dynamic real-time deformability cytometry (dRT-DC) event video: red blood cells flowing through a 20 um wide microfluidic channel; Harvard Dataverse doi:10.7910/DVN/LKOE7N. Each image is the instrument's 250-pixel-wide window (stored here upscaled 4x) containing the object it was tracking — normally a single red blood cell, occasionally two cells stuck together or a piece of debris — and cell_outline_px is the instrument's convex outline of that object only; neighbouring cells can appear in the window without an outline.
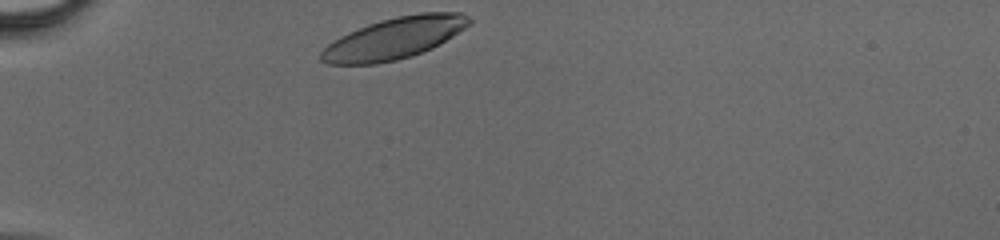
{"species": "human", "species_latin": "Homo sapiens", "temperature_condition": "cold", "stored_images_in_passage": 27, "camera_frame_rate_fps": 3000, "um_per_image_px": 0.085, "donor": {"sex": "male"}, "frame": {"image": 1, "passage_image": 1, "time_ms": 0.0, "image_size_px": [1000, 240], "cell_outline_px": [[472, 20], [464, 28], [440, 44], [432, 48], [412, 56], [396, 60], [376, 64], [328, 64], [320, 60], [320, 52], [328, 44], [340, 36], [348, 32], [368, 24], [396, 16], [420, 12], [460, 12], [468, 16]], "centroid_in_image_um": [33.5, 3.25], "position_along_channel_um": 51.5, "area_um2": 35.72}}
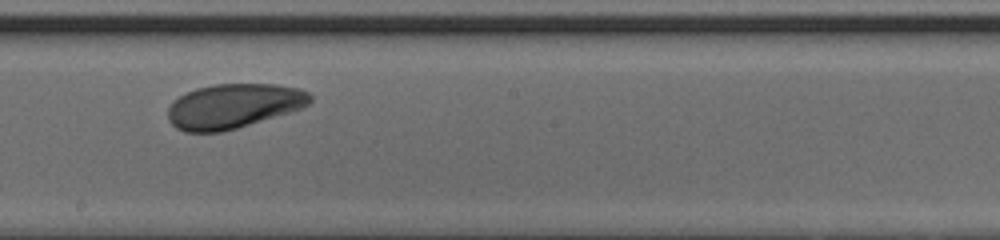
{"frame": {"image": 2, "passage_image": 15, "time_ms": 4.667, "image_size_px": [1000, 240], "cell_outline_px": [[312, 100], [308, 104], [292, 112], [236, 128], [220, 132], [184, 132], [176, 128], [168, 120], [168, 108], [172, 100], [196, 88], [212, 84], [276, 84], [300, 88], [308, 92], [312, 96]], "centroid_in_image_um": [19.84, 9.01], "position_along_channel_um": 228.4, "area_um2": 37.11}}
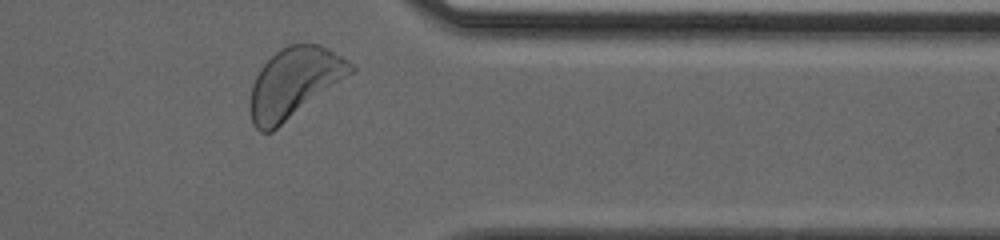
{"frame": {"image": 3, "passage_image": 26, "time_ms": 8.333, "image_size_px": [1000, 240], "cell_outline_px": [[356, 72], [272, 132], [260, 132], [252, 124], [252, 84], [260, 68], [280, 48], [288, 44], [320, 44], [328, 48], [348, 60], [356, 68]], "centroid_in_image_um": [25.07, 7.03], "position_along_channel_um": 386.3, "area_um2": 40.98}}